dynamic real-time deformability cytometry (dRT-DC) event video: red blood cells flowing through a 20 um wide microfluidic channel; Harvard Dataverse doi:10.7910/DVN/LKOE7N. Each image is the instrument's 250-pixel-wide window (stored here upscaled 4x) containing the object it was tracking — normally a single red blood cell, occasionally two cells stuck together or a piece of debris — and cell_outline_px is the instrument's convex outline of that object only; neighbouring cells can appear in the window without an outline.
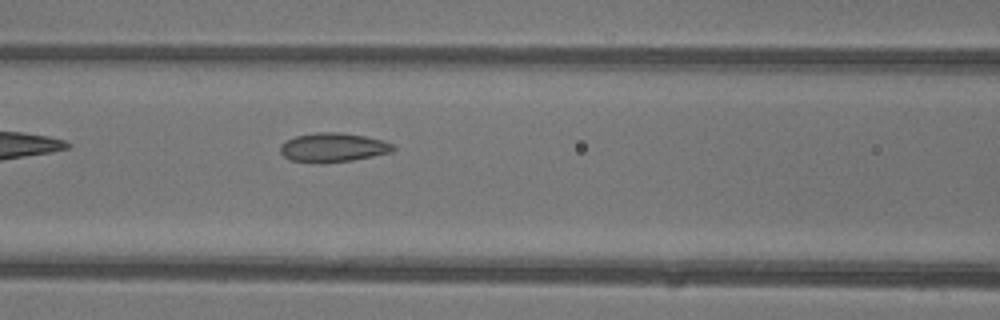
{"species": "common noctule bat (a hibernating species)", "species_latin": "Nyctalus noctula", "temperature_condition": "warm", "stored_images_in_passage": 25, "camera_frame_rate_fps": 3000, "um_per_image_px": 0.085, "animal": {"sex": "female"}, "frame": {"image": 1, "passage_image": 6, "time_ms": 1.667, "image_size_px": [1000, 320], "cell_outline_px": [[396, 148], [392, 152], [352, 160], [324, 164], [320, 164], [288, 160], [280, 152], [280, 144], [296, 136], [316, 132], [340, 132], [364, 136], [384, 140], [392, 144]], "centroid_in_image_um": [28.29, 12.55], "position_along_channel_um": 138.3, "area_um2": 19.36}}
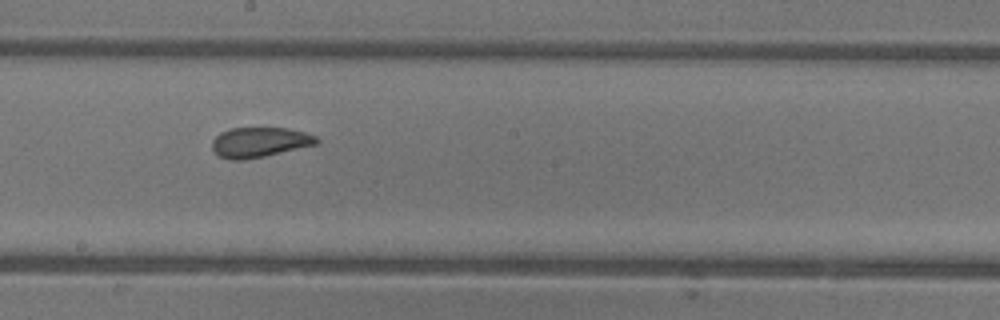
{"frame": {"image": 2, "passage_image": 12, "time_ms": 3.667, "image_size_px": [1000, 320], "cell_outline_px": [[320, 140], [316, 144], [264, 156], [244, 160], [232, 160], [220, 156], [212, 148], [212, 140], [220, 132], [232, 128], [288, 128], [304, 132], [316, 136]], "centroid_in_image_um": [22.05, 12.08], "position_along_channel_um": 226.1, "area_um2": 18.09}}
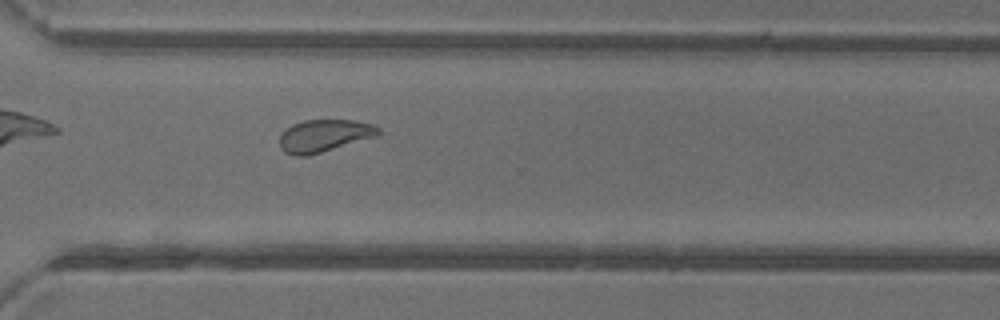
{"frame": {"image": 3, "passage_image": 20, "time_ms": 6.333, "image_size_px": [1000, 320], "cell_outline_px": [[384, 132], [380, 136], [308, 156], [296, 156], [284, 152], [280, 148], [280, 136], [284, 128], [292, 124], [304, 120], [352, 120], [372, 124], [380, 128]], "centroid_in_image_um": [27.59, 11.54], "position_along_channel_um": 343.0, "area_um2": 19.07}, "authors_computed_cell_mechanics": {"area_um2": 18.9006, "velocity_mm_per_s": 4.3986, "shape_relaxation_time_tau1_ms": null, "shape_relaxation_time_tau2_ms": 1.1751, "deformation_change_tau1": null, "deformation_change_tau2": 0.0761}}